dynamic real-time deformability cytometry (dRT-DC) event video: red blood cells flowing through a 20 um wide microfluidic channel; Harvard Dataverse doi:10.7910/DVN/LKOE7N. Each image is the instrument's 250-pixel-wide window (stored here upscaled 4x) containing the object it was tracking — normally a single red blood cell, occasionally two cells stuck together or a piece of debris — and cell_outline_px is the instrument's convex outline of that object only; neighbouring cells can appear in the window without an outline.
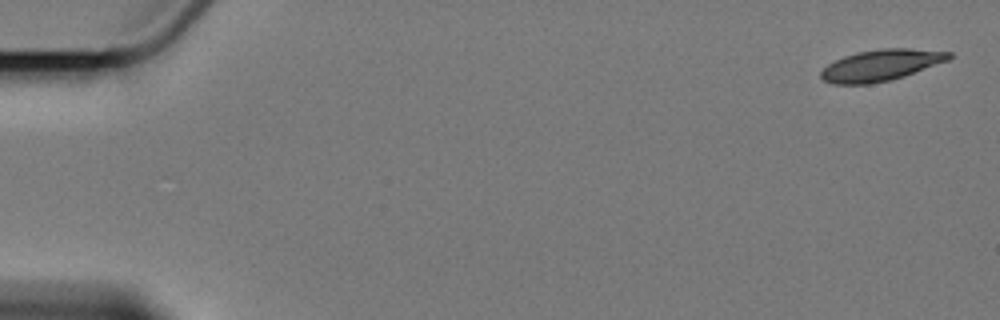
{"species": "Egyptian fruit bat (a non-hibernating species)", "species_latin": "Rousettus aegyptiacus", "temperature_condition": "cold", "stored_images_in_passage": 5, "camera_frame_rate_fps": 3000, "um_per_image_px": 0.085, "animal": {"sex": "female"}, "frame": {"image": 1, "passage_image": 1, "time_ms": 0.0, "image_size_px": [1000, 320], "cell_outline_px": [[952, 56], [948, 60], [904, 76], [888, 80], [868, 84], [832, 84], [824, 80], [820, 76], [820, 72], [828, 64], [844, 56], [856, 52], [880, 48], [908, 48], [952, 52]], "centroid_in_image_um": [74.86, 5.53], "position_along_channel_um": 10.1, "area_um2": 23.18}}
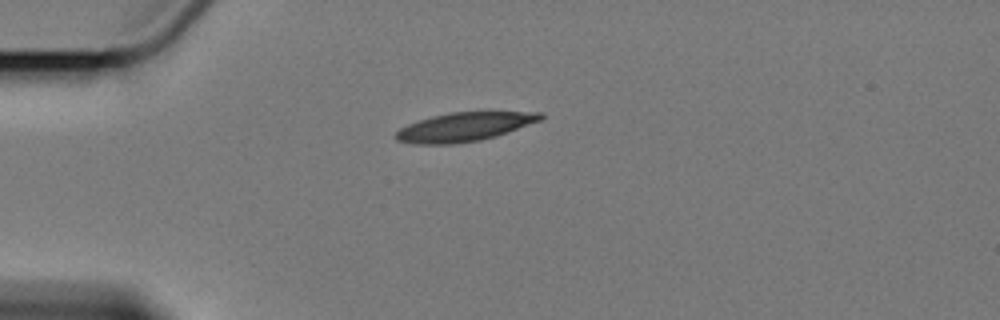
{"frame": {"image": 2, "passage_image": 5, "time_ms": 4.667, "image_size_px": [1000, 320], "cell_outline_px": [[544, 116], [540, 120], [496, 136], [480, 140], [452, 144], [416, 144], [396, 140], [396, 132], [400, 128], [408, 124], [432, 116], [448, 112], [488, 108], [544, 112]], "centroid_in_image_um": [39.59, 10.71], "position_along_channel_um": 45.4, "area_um2": 25.43}}